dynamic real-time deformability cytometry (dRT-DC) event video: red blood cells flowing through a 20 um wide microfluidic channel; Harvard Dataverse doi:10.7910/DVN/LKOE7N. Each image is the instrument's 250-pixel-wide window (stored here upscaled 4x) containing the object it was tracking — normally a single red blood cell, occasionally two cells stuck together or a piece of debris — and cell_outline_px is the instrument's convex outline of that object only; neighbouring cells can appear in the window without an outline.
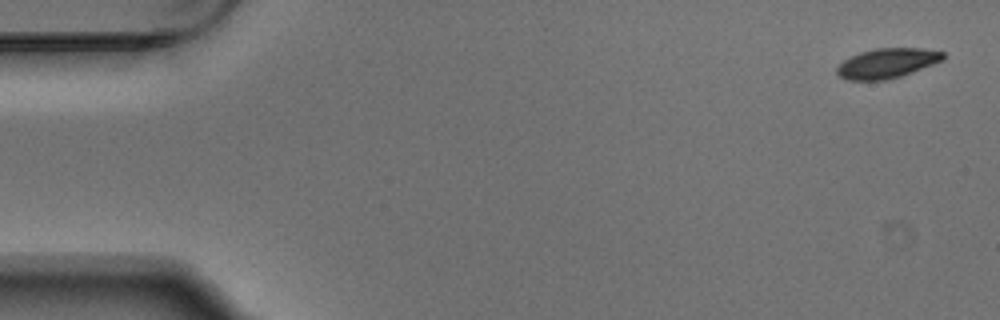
{"species": "Egyptian fruit bat (a non-hibernating species)", "species_latin": "Rousettus aegyptiacus", "temperature_condition": "warm", "stored_images_in_passage": 8, "camera_frame_rate_fps": 3000, "um_per_image_px": 0.085, "animal": {"sex": "male"}, "frame": {"image": 1, "passage_image": 1, "time_ms": 0.0, "image_size_px": [1000, 320], "cell_outline_px": [[944, 60], [900, 76], [888, 80], [848, 80], [840, 76], [836, 72], [836, 68], [844, 60], [860, 52], [876, 48], [924, 48], [944, 52]], "centroid_in_image_um": [75.41, 5.37], "position_along_channel_um": 9.6, "area_um2": 18.32}}
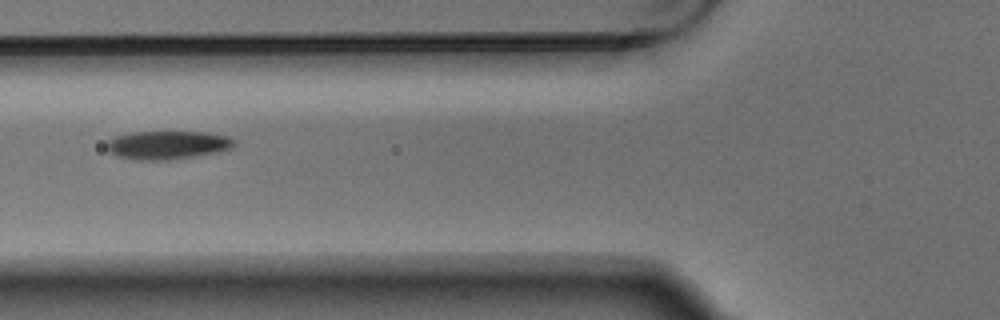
{"frame": {"image": 2, "passage_image": 6, "time_ms": 1.667, "image_size_px": [1000, 320], "cell_outline_px": [[236, 144], [232, 148], [216, 152], [168, 160], [140, 160], [120, 156], [112, 152], [104, 144], [108, 140], [116, 136], [132, 132], [208, 132], [228, 136], [236, 140]], "centroid_in_image_um": [14.28, 12.31], "position_along_channel_um": 111.5, "area_um2": 20.92}}
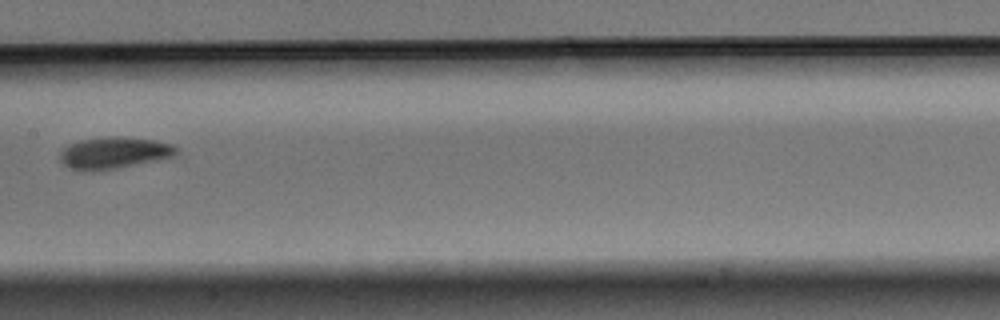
{"frame": {"image": 3, "passage_image": 8, "time_ms": 2.333, "image_size_px": [1000, 320], "cell_outline_px": [[180, 152], [172, 156], [156, 160], [116, 168], [92, 172], [80, 172], [64, 164], [60, 160], [60, 152], [68, 144], [80, 140], [108, 136], [120, 136], [156, 140], [172, 144], [180, 148]], "centroid_in_image_um": [9.69, 12.99], "position_along_channel_um": 197.7, "area_um2": 21.73}}